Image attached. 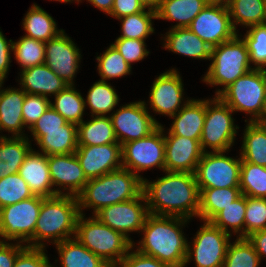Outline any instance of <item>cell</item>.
Returning a JSON list of instances; mask_svg holds the SVG:
<instances>
[{"label":"cell","instance_id":"obj_1","mask_svg":"<svg viewBox=\"0 0 266 267\" xmlns=\"http://www.w3.org/2000/svg\"><path fill=\"white\" fill-rule=\"evenodd\" d=\"M149 214L198 217L200 191L193 173L167 172L157 180L143 179L142 190Z\"/></svg>","mask_w":266,"mask_h":267},{"label":"cell","instance_id":"obj_2","mask_svg":"<svg viewBox=\"0 0 266 267\" xmlns=\"http://www.w3.org/2000/svg\"><path fill=\"white\" fill-rule=\"evenodd\" d=\"M190 220L182 217L149 214L141 231L143 236L133 248L174 267H185L188 240L182 231ZM136 244V246H135Z\"/></svg>","mask_w":266,"mask_h":267},{"label":"cell","instance_id":"obj_3","mask_svg":"<svg viewBox=\"0 0 266 267\" xmlns=\"http://www.w3.org/2000/svg\"><path fill=\"white\" fill-rule=\"evenodd\" d=\"M142 190L143 180L124 168L88 179L76 196L80 214H84V209L91 208L94 216L102 208L138 197Z\"/></svg>","mask_w":266,"mask_h":267},{"label":"cell","instance_id":"obj_4","mask_svg":"<svg viewBox=\"0 0 266 267\" xmlns=\"http://www.w3.org/2000/svg\"><path fill=\"white\" fill-rule=\"evenodd\" d=\"M80 215L78 200L72 195L45 197L33 234V247L45 248L75 237L77 219Z\"/></svg>","mask_w":266,"mask_h":267},{"label":"cell","instance_id":"obj_5","mask_svg":"<svg viewBox=\"0 0 266 267\" xmlns=\"http://www.w3.org/2000/svg\"><path fill=\"white\" fill-rule=\"evenodd\" d=\"M75 238L110 267H118L133 247L123 234L101 223L95 216L77 219Z\"/></svg>","mask_w":266,"mask_h":267},{"label":"cell","instance_id":"obj_6","mask_svg":"<svg viewBox=\"0 0 266 267\" xmlns=\"http://www.w3.org/2000/svg\"><path fill=\"white\" fill-rule=\"evenodd\" d=\"M240 36L237 34L233 39L211 49L212 62L202 81L212 87L223 86L222 89H216L215 96L254 69L250 64L246 42Z\"/></svg>","mask_w":266,"mask_h":267},{"label":"cell","instance_id":"obj_7","mask_svg":"<svg viewBox=\"0 0 266 267\" xmlns=\"http://www.w3.org/2000/svg\"><path fill=\"white\" fill-rule=\"evenodd\" d=\"M218 97L234 112H244L254 122L266 97V70L253 69L225 88Z\"/></svg>","mask_w":266,"mask_h":267},{"label":"cell","instance_id":"obj_8","mask_svg":"<svg viewBox=\"0 0 266 267\" xmlns=\"http://www.w3.org/2000/svg\"><path fill=\"white\" fill-rule=\"evenodd\" d=\"M234 111L218 96L206 99V114L200 138L203 152H228L236 140L237 129L232 117Z\"/></svg>","mask_w":266,"mask_h":267},{"label":"cell","instance_id":"obj_9","mask_svg":"<svg viewBox=\"0 0 266 267\" xmlns=\"http://www.w3.org/2000/svg\"><path fill=\"white\" fill-rule=\"evenodd\" d=\"M44 197L28 199L0 208V241H16L33 247V234Z\"/></svg>","mask_w":266,"mask_h":267},{"label":"cell","instance_id":"obj_10","mask_svg":"<svg viewBox=\"0 0 266 267\" xmlns=\"http://www.w3.org/2000/svg\"><path fill=\"white\" fill-rule=\"evenodd\" d=\"M165 172V141L162 124L147 137L122 145V168L128 169L142 180L139 173L151 168Z\"/></svg>","mask_w":266,"mask_h":267},{"label":"cell","instance_id":"obj_11","mask_svg":"<svg viewBox=\"0 0 266 267\" xmlns=\"http://www.w3.org/2000/svg\"><path fill=\"white\" fill-rule=\"evenodd\" d=\"M188 242L185 266L195 261L196 267H223L231 236L210 221H204Z\"/></svg>","mask_w":266,"mask_h":267},{"label":"cell","instance_id":"obj_12","mask_svg":"<svg viewBox=\"0 0 266 267\" xmlns=\"http://www.w3.org/2000/svg\"><path fill=\"white\" fill-rule=\"evenodd\" d=\"M225 153H203L195 172L199 189L239 187L241 157L236 159Z\"/></svg>","mask_w":266,"mask_h":267},{"label":"cell","instance_id":"obj_13","mask_svg":"<svg viewBox=\"0 0 266 267\" xmlns=\"http://www.w3.org/2000/svg\"><path fill=\"white\" fill-rule=\"evenodd\" d=\"M147 105L145 101H135L120 106L110 114L118 143L123 145L147 137L161 125L148 112Z\"/></svg>","mask_w":266,"mask_h":267},{"label":"cell","instance_id":"obj_14","mask_svg":"<svg viewBox=\"0 0 266 267\" xmlns=\"http://www.w3.org/2000/svg\"><path fill=\"white\" fill-rule=\"evenodd\" d=\"M148 215V206L142 192L132 200L102 208L94 216L101 223L123 234L134 243L129 233L137 231L140 233Z\"/></svg>","mask_w":266,"mask_h":267},{"label":"cell","instance_id":"obj_15","mask_svg":"<svg viewBox=\"0 0 266 267\" xmlns=\"http://www.w3.org/2000/svg\"><path fill=\"white\" fill-rule=\"evenodd\" d=\"M211 48L233 39L238 33L233 28L227 5L210 4L188 26Z\"/></svg>","mask_w":266,"mask_h":267},{"label":"cell","instance_id":"obj_16","mask_svg":"<svg viewBox=\"0 0 266 267\" xmlns=\"http://www.w3.org/2000/svg\"><path fill=\"white\" fill-rule=\"evenodd\" d=\"M184 87L180 72L171 68L155 78L149 92V105L155 113L171 117L190 100H184ZM183 101V103H182ZM182 104V105H181Z\"/></svg>","mask_w":266,"mask_h":267},{"label":"cell","instance_id":"obj_17","mask_svg":"<svg viewBox=\"0 0 266 267\" xmlns=\"http://www.w3.org/2000/svg\"><path fill=\"white\" fill-rule=\"evenodd\" d=\"M81 53L74 41L62 31L45 42V64L67 85H75L74 79L81 61Z\"/></svg>","mask_w":266,"mask_h":267},{"label":"cell","instance_id":"obj_18","mask_svg":"<svg viewBox=\"0 0 266 267\" xmlns=\"http://www.w3.org/2000/svg\"><path fill=\"white\" fill-rule=\"evenodd\" d=\"M75 155L87 179L97 178L122 168V145H78Z\"/></svg>","mask_w":266,"mask_h":267},{"label":"cell","instance_id":"obj_19","mask_svg":"<svg viewBox=\"0 0 266 267\" xmlns=\"http://www.w3.org/2000/svg\"><path fill=\"white\" fill-rule=\"evenodd\" d=\"M164 141L165 171L195 174L204 153L200 140L173 135L170 132L165 134L164 131Z\"/></svg>","mask_w":266,"mask_h":267},{"label":"cell","instance_id":"obj_20","mask_svg":"<svg viewBox=\"0 0 266 267\" xmlns=\"http://www.w3.org/2000/svg\"><path fill=\"white\" fill-rule=\"evenodd\" d=\"M48 165L56 194L77 196L88 182L75 153L48 156Z\"/></svg>","mask_w":266,"mask_h":267},{"label":"cell","instance_id":"obj_21","mask_svg":"<svg viewBox=\"0 0 266 267\" xmlns=\"http://www.w3.org/2000/svg\"><path fill=\"white\" fill-rule=\"evenodd\" d=\"M18 174L27 182L33 195L44 198L57 195L50 178L48 156L40 150L30 149Z\"/></svg>","mask_w":266,"mask_h":267},{"label":"cell","instance_id":"obj_22","mask_svg":"<svg viewBox=\"0 0 266 267\" xmlns=\"http://www.w3.org/2000/svg\"><path fill=\"white\" fill-rule=\"evenodd\" d=\"M20 73V88L27 94L49 98L68 86L45 63L21 70Z\"/></svg>","mask_w":266,"mask_h":267},{"label":"cell","instance_id":"obj_23","mask_svg":"<svg viewBox=\"0 0 266 267\" xmlns=\"http://www.w3.org/2000/svg\"><path fill=\"white\" fill-rule=\"evenodd\" d=\"M25 96L21 88H0V131H8L14 137H25L22 115Z\"/></svg>","mask_w":266,"mask_h":267},{"label":"cell","instance_id":"obj_24","mask_svg":"<svg viewBox=\"0 0 266 267\" xmlns=\"http://www.w3.org/2000/svg\"><path fill=\"white\" fill-rule=\"evenodd\" d=\"M206 114V99H190L182 109L171 116L173 122L168 129L173 135L200 140Z\"/></svg>","mask_w":266,"mask_h":267},{"label":"cell","instance_id":"obj_25","mask_svg":"<svg viewBox=\"0 0 266 267\" xmlns=\"http://www.w3.org/2000/svg\"><path fill=\"white\" fill-rule=\"evenodd\" d=\"M163 35V48L190 58L209 60L211 47L188 27L171 28Z\"/></svg>","mask_w":266,"mask_h":267},{"label":"cell","instance_id":"obj_26","mask_svg":"<svg viewBox=\"0 0 266 267\" xmlns=\"http://www.w3.org/2000/svg\"><path fill=\"white\" fill-rule=\"evenodd\" d=\"M36 145L46 156L75 153L78 148L77 125L67 122L64 130L30 131Z\"/></svg>","mask_w":266,"mask_h":267},{"label":"cell","instance_id":"obj_27","mask_svg":"<svg viewBox=\"0 0 266 267\" xmlns=\"http://www.w3.org/2000/svg\"><path fill=\"white\" fill-rule=\"evenodd\" d=\"M207 4L206 0H161L156 18L176 21L171 28L188 27Z\"/></svg>","mask_w":266,"mask_h":267},{"label":"cell","instance_id":"obj_28","mask_svg":"<svg viewBox=\"0 0 266 267\" xmlns=\"http://www.w3.org/2000/svg\"><path fill=\"white\" fill-rule=\"evenodd\" d=\"M31 148L27 135L25 137L0 135V179L18 173Z\"/></svg>","mask_w":266,"mask_h":267},{"label":"cell","instance_id":"obj_29","mask_svg":"<svg viewBox=\"0 0 266 267\" xmlns=\"http://www.w3.org/2000/svg\"><path fill=\"white\" fill-rule=\"evenodd\" d=\"M77 125L78 145L118 143L110 116H91Z\"/></svg>","mask_w":266,"mask_h":267},{"label":"cell","instance_id":"obj_30","mask_svg":"<svg viewBox=\"0 0 266 267\" xmlns=\"http://www.w3.org/2000/svg\"><path fill=\"white\" fill-rule=\"evenodd\" d=\"M62 267H110L75 237L55 244Z\"/></svg>","mask_w":266,"mask_h":267},{"label":"cell","instance_id":"obj_31","mask_svg":"<svg viewBox=\"0 0 266 267\" xmlns=\"http://www.w3.org/2000/svg\"><path fill=\"white\" fill-rule=\"evenodd\" d=\"M26 37L47 42L57 37L63 29H58L54 18L37 4L33 3L23 22Z\"/></svg>","mask_w":266,"mask_h":267},{"label":"cell","instance_id":"obj_32","mask_svg":"<svg viewBox=\"0 0 266 267\" xmlns=\"http://www.w3.org/2000/svg\"><path fill=\"white\" fill-rule=\"evenodd\" d=\"M233 28L251 27L266 23V0H229L227 4Z\"/></svg>","mask_w":266,"mask_h":267},{"label":"cell","instance_id":"obj_33","mask_svg":"<svg viewBox=\"0 0 266 267\" xmlns=\"http://www.w3.org/2000/svg\"><path fill=\"white\" fill-rule=\"evenodd\" d=\"M198 218L210 221L219 211L241 195L239 187L199 189Z\"/></svg>","mask_w":266,"mask_h":267},{"label":"cell","instance_id":"obj_34","mask_svg":"<svg viewBox=\"0 0 266 267\" xmlns=\"http://www.w3.org/2000/svg\"><path fill=\"white\" fill-rule=\"evenodd\" d=\"M245 212L246 196L241 194L219 211L210 222L230 236L234 233L237 238H245Z\"/></svg>","mask_w":266,"mask_h":267},{"label":"cell","instance_id":"obj_35","mask_svg":"<svg viewBox=\"0 0 266 267\" xmlns=\"http://www.w3.org/2000/svg\"><path fill=\"white\" fill-rule=\"evenodd\" d=\"M247 122L243 132L241 161L266 167V133L255 122Z\"/></svg>","mask_w":266,"mask_h":267},{"label":"cell","instance_id":"obj_36","mask_svg":"<svg viewBox=\"0 0 266 267\" xmlns=\"http://www.w3.org/2000/svg\"><path fill=\"white\" fill-rule=\"evenodd\" d=\"M53 103H50L67 122L80 124L83 121L85 102L81 92L75 89L74 85H68L57 95H54Z\"/></svg>","mask_w":266,"mask_h":267},{"label":"cell","instance_id":"obj_37","mask_svg":"<svg viewBox=\"0 0 266 267\" xmlns=\"http://www.w3.org/2000/svg\"><path fill=\"white\" fill-rule=\"evenodd\" d=\"M119 100L116 89L110 83L99 79L89 88L84 102L85 107L90 108L91 116H109V113L118 105Z\"/></svg>","mask_w":266,"mask_h":267},{"label":"cell","instance_id":"obj_38","mask_svg":"<svg viewBox=\"0 0 266 267\" xmlns=\"http://www.w3.org/2000/svg\"><path fill=\"white\" fill-rule=\"evenodd\" d=\"M156 19V11L145 9L140 13L126 15L118 20L121 22V35L118 38L146 40L155 29L152 20Z\"/></svg>","mask_w":266,"mask_h":267},{"label":"cell","instance_id":"obj_39","mask_svg":"<svg viewBox=\"0 0 266 267\" xmlns=\"http://www.w3.org/2000/svg\"><path fill=\"white\" fill-rule=\"evenodd\" d=\"M12 52L16 62L24 70L45 62V42L22 36L13 41Z\"/></svg>","mask_w":266,"mask_h":267},{"label":"cell","instance_id":"obj_40","mask_svg":"<svg viewBox=\"0 0 266 267\" xmlns=\"http://www.w3.org/2000/svg\"><path fill=\"white\" fill-rule=\"evenodd\" d=\"M239 188L245 196L266 198V167L242 161Z\"/></svg>","mask_w":266,"mask_h":267},{"label":"cell","instance_id":"obj_41","mask_svg":"<svg viewBox=\"0 0 266 267\" xmlns=\"http://www.w3.org/2000/svg\"><path fill=\"white\" fill-rule=\"evenodd\" d=\"M97 70L101 80L106 81L114 78H121L131 74L132 67L128 65L120 52L110 44L109 47L96 57Z\"/></svg>","mask_w":266,"mask_h":267},{"label":"cell","instance_id":"obj_42","mask_svg":"<svg viewBox=\"0 0 266 267\" xmlns=\"http://www.w3.org/2000/svg\"><path fill=\"white\" fill-rule=\"evenodd\" d=\"M260 257L247 238L230 242L223 267H259Z\"/></svg>","mask_w":266,"mask_h":267},{"label":"cell","instance_id":"obj_43","mask_svg":"<svg viewBox=\"0 0 266 267\" xmlns=\"http://www.w3.org/2000/svg\"><path fill=\"white\" fill-rule=\"evenodd\" d=\"M248 28L242 37L248 48L250 64L254 69L266 70V23Z\"/></svg>","mask_w":266,"mask_h":267},{"label":"cell","instance_id":"obj_44","mask_svg":"<svg viewBox=\"0 0 266 267\" xmlns=\"http://www.w3.org/2000/svg\"><path fill=\"white\" fill-rule=\"evenodd\" d=\"M34 196L27 182L18 174L0 179V208Z\"/></svg>","mask_w":266,"mask_h":267},{"label":"cell","instance_id":"obj_45","mask_svg":"<svg viewBox=\"0 0 266 267\" xmlns=\"http://www.w3.org/2000/svg\"><path fill=\"white\" fill-rule=\"evenodd\" d=\"M266 229V198L246 196L245 238Z\"/></svg>","mask_w":266,"mask_h":267},{"label":"cell","instance_id":"obj_46","mask_svg":"<svg viewBox=\"0 0 266 267\" xmlns=\"http://www.w3.org/2000/svg\"><path fill=\"white\" fill-rule=\"evenodd\" d=\"M50 103L51 100L47 97L26 93L22 115L24 125L28 130L48 110Z\"/></svg>","mask_w":266,"mask_h":267},{"label":"cell","instance_id":"obj_47","mask_svg":"<svg viewBox=\"0 0 266 267\" xmlns=\"http://www.w3.org/2000/svg\"><path fill=\"white\" fill-rule=\"evenodd\" d=\"M112 45L120 52L130 67H132V63L143 60L150 53L146 49L144 40L116 38Z\"/></svg>","mask_w":266,"mask_h":267},{"label":"cell","instance_id":"obj_48","mask_svg":"<svg viewBox=\"0 0 266 267\" xmlns=\"http://www.w3.org/2000/svg\"><path fill=\"white\" fill-rule=\"evenodd\" d=\"M13 267H55L50 264L45 248L25 247L18 255Z\"/></svg>","mask_w":266,"mask_h":267},{"label":"cell","instance_id":"obj_49","mask_svg":"<svg viewBox=\"0 0 266 267\" xmlns=\"http://www.w3.org/2000/svg\"><path fill=\"white\" fill-rule=\"evenodd\" d=\"M66 123L67 121L58 112L49 107L29 131L64 130Z\"/></svg>","mask_w":266,"mask_h":267},{"label":"cell","instance_id":"obj_50","mask_svg":"<svg viewBox=\"0 0 266 267\" xmlns=\"http://www.w3.org/2000/svg\"><path fill=\"white\" fill-rule=\"evenodd\" d=\"M132 250L133 247L122 259L118 267H174L167 263L161 262L154 257L144 255L137 250Z\"/></svg>","mask_w":266,"mask_h":267},{"label":"cell","instance_id":"obj_51","mask_svg":"<svg viewBox=\"0 0 266 267\" xmlns=\"http://www.w3.org/2000/svg\"><path fill=\"white\" fill-rule=\"evenodd\" d=\"M145 9L139 0H114L110 16L119 19L126 15L140 13Z\"/></svg>","mask_w":266,"mask_h":267},{"label":"cell","instance_id":"obj_52","mask_svg":"<svg viewBox=\"0 0 266 267\" xmlns=\"http://www.w3.org/2000/svg\"><path fill=\"white\" fill-rule=\"evenodd\" d=\"M26 247L20 242L0 241V267H13L17 255Z\"/></svg>","mask_w":266,"mask_h":267},{"label":"cell","instance_id":"obj_53","mask_svg":"<svg viewBox=\"0 0 266 267\" xmlns=\"http://www.w3.org/2000/svg\"><path fill=\"white\" fill-rule=\"evenodd\" d=\"M12 39L8 40L0 30V77L5 81L9 72L12 52Z\"/></svg>","mask_w":266,"mask_h":267},{"label":"cell","instance_id":"obj_54","mask_svg":"<svg viewBox=\"0 0 266 267\" xmlns=\"http://www.w3.org/2000/svg\"><path fill=\"white\" fill-rule=\"evenodd\" d=\"M246 238L253 245L260 260H262L266 256V229L255 231Z\"/></svg>","mask_w":266,"mask_h":267},{"label":"cell","instance_id":"obj_55","mask_svg":"<svg viewBox=\"0 0 266 267\" xmlns=\"http://www.w3.org/2000/svg\"><path fill=\"white\" fill-rule=\"evenodd\" d=\"M82 0H77L76 3H81ZM91 3L94 7L110 15L114 0H86Z\"/></svg>","mask_w":266,"mask_h":267},{"label":"cell","instance_id":"obj_56","mask_svg":"<svg viewBox=\"0 0 266 267\" xmlns=\"http://www.w3.org/2000/svg\"><path fill=\"white\" fill-rule=\"evenodd\" d=\"M146 9L156 11L160 5L161 0H139Z\"/></svg>","mask_w":266,"mask_h":267},{"label":"cell","instance_id":"obj_57","mask_svg":"<svg viewBox=\"0 0 266 267\" xmlns=\"http://www.w3.org/2000/svg\"><path fill=\"white\" fill-rule=\"evenodd\" d=\"M254 122L257 123L266 133V119H256Z\"/></svg>","mask_w":266,"mask_h":267},{"label":"cell","instance_id":"obj_58","mask_svg":"<svg viewBox=\"0 0 266 267\" xmlns=\"http://www.w3.org/2000/svg\"><path fill=\"white\" fill-rule=\"evenodd\" d=\"M210 4H223L227 5L229 0H206Z\"/></svg>","mask_w":266,"mask_h":267},{"label":"cell","instance_id":"obj_59","mask_svg":"<svg viewBox=\"0 0 266 267\" xmlns=\"http://www.w3.org/2000/svg\"><path fill=\"white\" fill-rule=\"evenodd\" d=\"M257 119H266V97H265V100L263 103V108H262L261 114Z\"/></svg>","mask_w":266,"mask_h":267},{"label":"cell","instance_id":"obj_60","mask_svg":"<svg viewBox=\"0 0 266 267\" xmlns=\"http://www.w3.org/2000/svg\"><path fill=\"white\" fill-rule=\"evenodd\" d=\"M53 1H59V2H64V3H69V0H53Z\"/></svg>","mask_w":266,"mask_h":267},{"label":"cell","instance_id":"obj_61","mask_svg":"<svg viewBox=\"0 0 266 267\" xmlns=\"http://www.w3.org/2000/svg\"><path fill=\"white\" fill-rule=\"evenodd\" d=\"M3 84H4V80L0 77V88H2Z\"/></svg>","mask_w":266,"mask_h":267},{"label":"cell","instance_id":"obj_62","mask_svg":"<svg viewBox=\"0 0 266 267\" xmlns=\"http://www.w3.org/2000/svg\"><path fill=\"white\" fill-rule=\"evenodd\" d=\"M72 1H75V3L77 2V0H69V3H71Z\"/></svg>","mask_w":266,"mask_h":267}]
</instances>
